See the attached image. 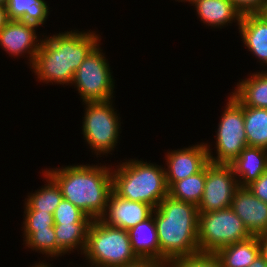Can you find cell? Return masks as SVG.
I'll list each match as a JSON object with an SVG mask.
<instances>
[{"label":"cell","mask_w":267,"mask_h":267,"mask_svg":"<svg viewBox=\"0 0 267 267\" xmlns=\"http://www.w3.org/2000/svg\"><path fill=\"white\" fill-rule=\"evenodd\" d=\"M83 257L90 266L119 267L139 260L132 249L127 230L92 220L87 231Z\"/></svg>","instance_id":"5b68a950"},{"label":"cell","mask_w":267,"mask_h":267,"mask_svg":"<svg viewBox=\"0 0 267 267\" xmlns=\"http://www.w3.org/2000/svg\"><path fill=\"white\" fill-rule=\"evenodd\" d=\"M99 44L75 71L71 85L83 102L109 101L115 98V79ZM101 47V48H100Z\"/></svg>","instance_id":"9c48e42d"},{"label":"cell","mask_w":267,"mask_h":267,"mask_svg":"<svg viewBox=\"0 0 267 267\" xmlns=\"http://www.w3.org/2000/svg\"><path fill=\"white\" fill-rule=\"evenodd\" d=\"M248 267H267V263L264 257L261 254H259Z\"/></svg>","instance_id":"e575fe53"},{"label":"cell","mask_w":267,"mask_h":267,"mask_svg":"<svg viewBox=\"0 0 267 267\" xmlns=\"http://www.w3.org/2000/svg\"><path fill=\"white\" fill-rule=\"evenodd\" d=\"M215 254L222 267H248L260 254L258 236L221 247Z\"/></svg>","instance_id":"ffe728a7"},{"label":"cell","mask_w":267,"mask_h":267,"mask_svg":"<svg viewBox=\"0 0 267 267\" xmlns=\"http://www.w3.org/2000/svg\"><path fill=\"white\" fill-rule=\"evenodd\" d=\"M132 249L139 259H154L161 261V251L158 234L152 215L128 230Z\"/></svg>","instance_id":"ac0fdd59"},{"label":"cell","mask_w":267,"mask_h":267,"mask_svg":"<svg viewBox=\"0 0 267 267\" xmlns=\"http://www.w3.org/2000/svg\"><path fill=\"white\" fill-rule=\"evenodd\" d=\"M153 210L154 208L147 203L123 199L112 191L106 211L100 219L109 226L128 231L138 223L148 219Z\"/></svg>","instance_id":"5bb4252c"},{"label":"cell","mask_w":267,"mask_h":267,"mask_svg":"<svg viewBox=\"0 0 267 267\" xmlns=\"http://www.w3.org/2000/svg\"><path fill=\"white\" fill-rule=\"evenodd\" d=\"M197 205L165 197L154 209V221L161 251V261L200 252L198 244Z\"/></svg>","instance_id":"3957f363"},{"label":"cell","mask_w":267,"mask_h":267,"mask_svg":"<svg viewBox=\"0 0 267 267\" xmlns=\"http://www.w3.org/2000/svg\"><path fill=\"white\" fill-rule=\"evenodd\" d=\"M244 129L248 146L267 150V109L244 106Z\"/></svg>","instance_id":"cb8c5ba5"},{"label":"cell","mask_w":267,"mask_h":267,"mask_svg":"<svg viewBox=\"0 0 267 267\" xmlns=\"http://www.w3.org/2000/svg\"><path fill=\"white\" fill-rule=\"evenodd\" d=\"M42 174L47 183L35 192L28 193L24 201V211H47L54 214L63 199L62 192L56 181L45 170H42Z\"/></svg>","instance_id":"44dd1931"},{"label":"cell","mask_w":267,"mask_h":267,"mask_svg":"<svg viewBox=\"0 0 267 267\" xmlns=\"http://www.w3.org/2000/svg\"><path fill=\"white\" fill-rule=\"evenodd\" d=\"M229 95L215 131L214 156L210 144L205 143L209 162L213 164H231L248 146L244 129V106L231 93Z\"/></svg>","instance_id":"52a82bcc"},{"label":"cell","mask_w":267,"mask_h":267,"mask_svg":"<svg viewBox=\"0 0 267 267\" xmlns=\"http://www.w3.org/2000/svg\"><path fill=\"white\" fill-rule=\"evenodd\" d=\"M252 235L231 207L199 212L198 244L200 252L215 253L219 248L243 241Z\"/></svg>","instance_id":"ba28073f"},{"label":"cell","mask_w":267,"mask_h":267,"mask_svg":"<svg viewBox=\"0 0 267 267\" xmlns=\"http://www.w3.org/2000/svg\"><path fill=\"white\" fill-rule=\"evenodd\" d=\"M239 186H247L267 170V150L246 146L230 164Z\"/></svg>","instance_id":"e0dca14e"},{"label":"cell","mask_w":267,"mask_h":267,"mask_svg":"<svg viewBox=\"0 0 267 267\" xmlns=\"http://www.w3.org/2000/svg\"><path fill=\"white\" fill-rule=\"evenodd\" d=\"M6 2H7V0H0V5L5 6Z\"/></svg>","instance_id":"f35d334b"},{"label":"cell","mask_w":267,"mask_h":267,"mask_svg":"<svg viewBox=\"0 0 267 267\" xmlns=\"http://www.w3.org/2000/svg\"><path fill=\"white\" fill-rule=\"evenodd\" d=\"M113 102L112 99L82 104L85 105L84 117H82L83 138L97 158L108 156V153L112 155L111 152H114V148H117L119 143L122 122Z\"/></svg>","instance_id":"8992f818"},{"label":"cell","mask_w":267,"mask_h":267,"mask_svg":"<svg viewBox=\"0 0 267 267\" xmlns=\"http://www.w3.org/2000/svg\"><path fill=\"white\" fill-rule=\"evenodd\" d=\"M118 164L112 167V191L117 196L154 209L168 196L164 166L135 158Z\"/></svg>","instance_id":"277c9868"},{"label":"cell","mask_w":267,"mask_h":267,"mask_svg":"<svg viewBox=\"0 0 267 267\" xmlns=\"http://www.w3.org/2000/svg\"><path fill=\"white\" fill-rule=\"evenodd\" d=\"M23 244L25 249L29 248L33 252H39L43 257L56 259L57 239L54 226L43 231H35Z\"/></svg>","instance_id":"484cf974"},{"label":"cell","mask_w":267,"mask_h":267,"mask_svg":"<svg viewBox=\"0 0 267 267\" xmlns=\"http://www.w3.org/2000/svg\"><path fill=\"white\" fill-rule=\"evenodd\" d=\"M231 208L252 236L267 234V203L254 196L247 186L236 189Z\"/></svg>","instance_id":"4fadbf2b"},{"label":"cell","mask_w":267,"mask_h":267,"mask_svg":"<svg viewBox=\"0 0 267 267\" xmlns=\"http://www.w3.org/2000/svg\"><path fill=\"white\" fill-rule=\"evenodd\" d=\"M45 169L59 185L64 199L92 220L104 215L112 192V165L100 162Z\"/></svg>","instance_id":"7a4b0ae2"},{"label":"cell","mask_w":267,"mask_h":267,"mask_svg":"<svg viewBox=\"0 0 267 267\" xmlns=\"http://www.w3.org/2000/svg\"><path fill=\"white\" fill-rule=\"evenodd\" d=\"M47 261L46 259H44L43 261H39L38 263H34L32 266L30 265V267H51V264L49 262H45Z\"/></svg>","instance_id":"d590c367"},{"label":"cell","mask_w":267,"mask_h":267,"mask_svg":"<svg viewBox=\"0 0 267 267\" xmlns=\"http://www.w3.org/2000/svg\"><path fill=\"white\" fill-rule=\"evenodd\" d=\"M53 217L54 224L91 223L92 221L83 211L64 198L56 207Z\"/></svg>","instance_id":"83f0119b"},{"label":"cell","mask_w":267,"mask_h":267,"mask_svg":"<svg viewBox=\"0 0 267 267\" xmlns=\"http://www.w3.org/2000/svg\"><path fill=\"white\" fill-rule=\"evenodd\" d=\"M119 267H169L168 263L154 259H139L138 261Z\"/></svg>","instance_id":"1f68e13d"},{"label":"cell","mask_w":267,"mask_h":267,"mask_svg":"<svg viewBox=\"0 0 267 267\" xmlns=\"http://www.w3.org/2000/svg\"><path fill=\"white\" fill-rule=\"evenodd\" d=\"M191 6L195 7L199 21L208 27L222 29L233 22L237 24L236 26L241 23L242 14L230 0H199Z\"/></svg>","instance_id":"2e32d148"},{"label":"cell","mask_w":267,"mask_h":267,"mask_svg":"<svg viewBox=\"0 0 267 267\" xmlns=\"http://www.w3.org/2000/svg\"><path fill=\"white\" fill-rule=\"evenodd\" d=\"M5 7L9 20H21L38 27L45 25L50 15L45 0H7Z\"/></svg>","instance_id":"603a6c76"},{"label":"cell","mask_w":267,"mask_h":267,"mask_svg":"<svg viewBox=\"0 0 267 267\" xmlns=\"http://www.w3.org/2000/svg\"><path fill=\"white\" fill-rule=\"evenodd\" d=\"M169 267H222V264L215 253L198 252L175 258Z\"/></svg>","instance_id":"f1b7e54d"},{"label":"cell","mask_w":267,"mask_h":267,"mask_svg":"<svg viewBox=\"0 0 267 267\" xmlns=\"http://www.w3.org/2000/svg\"><path fill=\"white\" fill-rule=\"evenodd\" d=\"M176 2H188L189 4L193 5L195 2L199 1V0H175Z\"/></svg>","instance_id":"8d00e7d4"},{"label":"cell","mask_w":267,"mask_h":267,"mask_svg":"<svg viewBox=\"0 0 267 267\" xmlns=\"http://www.w3.org/2000/svg\"><path fill=\"white\" fill-rule=\"evenodd\" d=\"M247 188L254 196L267 203V170L257 180L247 185Z\"/></svg>","instance_id":"4dcf8cb0"},{"label":"cell","mask_w":267,"mask_h":267,"mask_svg":"<svg viewBox=\"0 0 267 267\" xmlns=\"http://www.w3.org/2000/svg\"><path fill=\"white\" fill-rule=\"evenodd\" d=\"M238 180L230 164L206 165L204 193L198 212H212L231 207Z\"/></svg>","instance_id":"30bf717a"},{"label":"cell","mask_w":267,"mask_h":267,"mask_svg":"<svg viewBox=\"0 0 267 267\" xmlns=\"http://www.w3.org/2000/svg\"><path fill=\"white\" fill-rule=\"evenodd\" d=\"M260 14L267 20V9Z\"/></svg>","instance_id":"74e56055"},{"label":"cell","mask_w":267,"mask_h":267,"mask_svg":"<svg viewBox=\"0 0 267 267\" xmlns=\"http://www.w3.org/2000/svg\"><path fill=\"white\" fill-rule=\"evenodd\" d=\"M90 223H75V224H55L54 231L57 239V258L64 257L65 254L77 250L80 255H83L86 242L87 231Z\"/></svg>","instance_id":"7402d4cb"},{"label":"cell","mask_w":267,"mask_h":267,"mask_svg":"<svg viewBox=\"0 0 267 267\" xmlns=\"http://www.w3.org/2000/svg\"><path fill=\"white\" fill-rule=\"evenodd\" d=\"M165 175L168 188L177 181L200 172L208 163V151L205 142L170 150L165 153Z\"/></svg>","instance_id":"7c38bea8"},{"label":"cell","mask_w":267,"mask_h":267,"mask_svg":"<svg viewBox=\"0 0 267 267\" xmlns=\"http://www.w3.org/2000/svg\"><path fill=\"white\" fill-rule=\"evenodd\" d=\"M9 18L5 6L0 5V31L6 26Z\"/></svg>","instance_id":"836d02e7"},{"label":"cell","mask_w":267,"mask_h":267,"mask_svg":"<svg viewBox=\"0 0 267 267\" xmlns=\"http://www.w3.org/2000/svg\"><path fill=\"white\" fill-rule=\"evenodd\" d=\"M206 180V166L197 174L174 182L168 188V195L177 200L190 202L198 206L200 203Z\"/></svg>","instance_id":"d4e9b609"},{"label":"cell","mask_w":267,"mask_h":267,"mask_svg":"<svg viewBox=\"0 0 267 267\" xmlns=\"http://www.w3.org/2000/svg\"><path fill=\"white\" fill-rule=\"evenodd\" d=\"M45 36L30 67L39 82L70 85L83 60L101 43L95 31L77 29Z\"/></svg>","instance_id":"6da1fadb"},{"label":"cell","mask_w":267,"mask_h":267,"mask_svg":"<svg viewBox=\"0 0 267 267\" xmlns=\"http://www.w3.org/2000/svg\"><path fill=\"white\" fill-rule=\"evenodd\" d=\"M263 70L239 80L231 92L243 106L267 109V70Z\"/></svg>","instance_id":"d6986e66"},{"label":"cell","mask_w":267,"mask_h":267,"mask_svg":"<svg viewBox=\"0 0 267 267\" xmlns=\"http://www.w3.org/2000/svg\"><path fill=\"white\" fill-rule=\"evenodd\" d=\"M23 226L21 227L24 236L23 242H25L35 231L47 230L53 227L54 217L49 212L40 211H24Z\"/></svg>","instance_id":"4316f807"},{"label":"cell","mask_w":267,"mask_h":267,"mask_svg":"<svg viewBox=\"0 0 267 267\" xmlns=\"http://www.w3.org/2000/svg\"><path fill=\"white\" fill-rule=\"evenodd\" d=\"M238 30L244 47L258 59L260 66H267V20L261 14L243 15Z\"/></svg>","instance_id":"9a60e30c"},{"label":"cell","mask_w":267,"mask_h":267,"mask_svg":"<svg viewBox=\"0 0 267 267\" xmlns=\"http://www.w3.org/2000/svg\"><path fill=\"white\" fill-rule=\"evenodd\" d=\"M37 28L38 26L21 20H9L0 31V48L14 59L15 56H27L28 65L31 67L43 40V37L38 35Z\"/></svg>","instance_id":"8fae6325"},{"label":"cell","mask_w":267,"mask_h":267,"mask_svg":"<svg viewBox=\"0 0 267 267\" xmlns=\"http://www.w3.org/2000/svg\"><path fill=\"white\" fill-rule=\"evenodd\" d=\"M258 242L260 245V254L264 257L267 263V234L258 236Z\"/></svg>","instance_id":"d6a6232c"},{"label":"cell","mask_w":267,"mask_h":267,"mask_svg":"<svg viewBox=\"0 0 267 267\" xmlns=\"http://www.w3.org/2000/svg\"><path fill=\"white\" fill-rule=\"evenodd\" d=\"M243 15L260 14L267 9V0H230Z\"/></svg>","instance_id":"f546056e"}]
</instances>
